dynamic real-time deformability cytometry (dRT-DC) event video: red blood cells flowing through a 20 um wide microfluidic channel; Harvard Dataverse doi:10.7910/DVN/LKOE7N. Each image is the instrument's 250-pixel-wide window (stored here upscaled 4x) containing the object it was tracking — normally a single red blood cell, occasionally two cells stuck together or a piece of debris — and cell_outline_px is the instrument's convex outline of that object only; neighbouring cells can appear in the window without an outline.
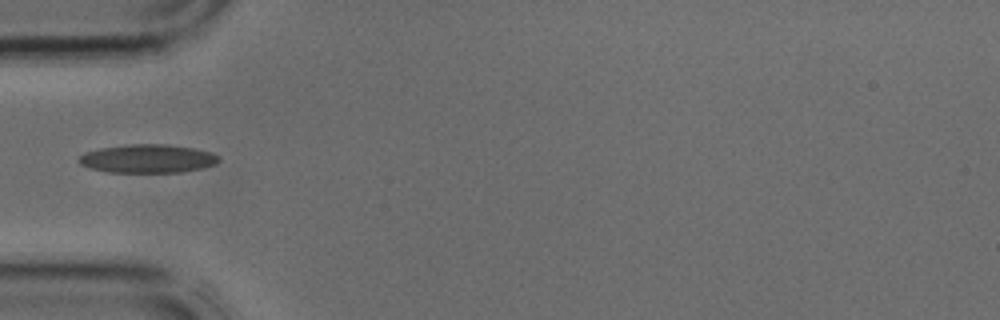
{"species": "common noctule bat (a hibernating species)", "species_latin": "Nyctalus noctula", "temperature_condition": "cold", "stored_images_in_passage": 4, "camera_frame_rate_fps": 3000, "um_per_image_px": 0.085, "animal": {"sex": "male", "body_mass_g": 17.9, "forearm_length_mm": 54.2}, "frame": {"image": 1, "passage_image": 4, "time_ms": 1.0, "image_size_px": [1000, 320], "cell_outline_px": [[220, 160], [216, 164], [200, 168], [180, 172], [108, 172], [88, 168], [80, 164], [76, 160], [84, 152], [100, 148], [132, 144], [164, 144], [192, 148], [212, 152], [220, 156]], "centroid_in_image_um": [12.53, 13.48], "position_along_channel_um": 72.5, "area_um2": 23.24}}